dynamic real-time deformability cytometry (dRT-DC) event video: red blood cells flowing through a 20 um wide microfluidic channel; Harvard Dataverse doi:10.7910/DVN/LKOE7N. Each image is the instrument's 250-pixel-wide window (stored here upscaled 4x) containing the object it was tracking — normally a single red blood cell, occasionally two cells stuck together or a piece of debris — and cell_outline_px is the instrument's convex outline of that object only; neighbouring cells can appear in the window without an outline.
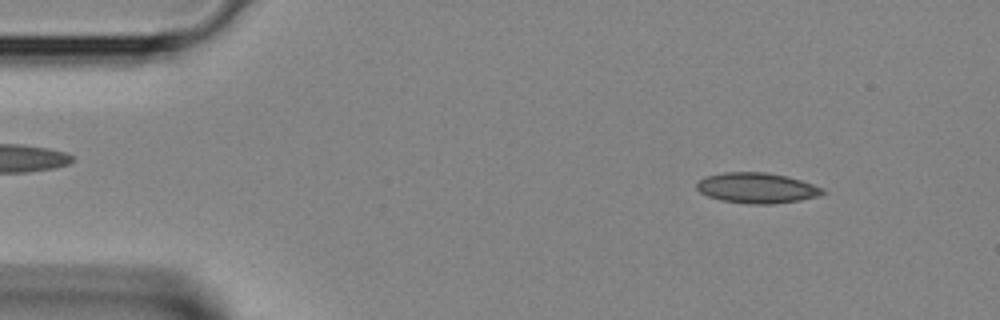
{"species": "Egyptian fruit bat (a non-hibernating species)", "species_latin": "Rousettus aegyptiacus", "temperature_condition": "room temperature", "stored_images_in_passage": 2, "camera_frame_rate_fps": 3000, "um_per_image_px": 0.085, "animal": {"sex": "female"}, "frame": {"image": 1, "passage_image": 1, "time_ms": 0.0, "image_size_px": [1000, 320], "cell_outline_px": [[828, 192], [816, 196], [800, 200], [772, 204], [748, 204], [720, 200], [708, 196], [700, 192], [696, 188], [696, 184], [700, 180], [708, 176], [724, 172], [764, 172], [788, 176], [824, 188]], "centroid_in_image_um": [64.34, 15.98], "position_along_channel_um": 20.7, "area_um2": 22.31}}
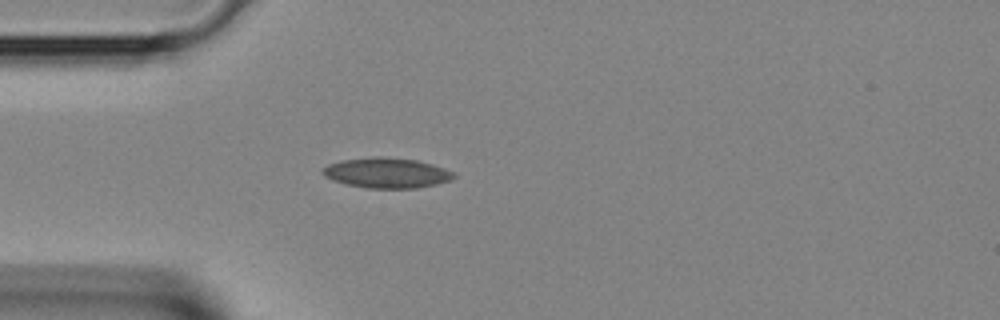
{"frame": {"image": 2, "passage_image": 2, "time_ms": 0.333, "image_size_px": [1000, 320], "cell_outline_px": [[456, 176], [452, 180], [436, 184], [416, 188], [368, 188], [348, 184], [332, 180], [324, 176], [320, 172], [328, 164], [340, 160], [372, 156], [384, 156], [416, 160], [432, 164], [456, 172]], "centroid_in_image_um": [32.88, 14.68], "position_along_channel_um": 52.1, "area_um2": 23.29}}